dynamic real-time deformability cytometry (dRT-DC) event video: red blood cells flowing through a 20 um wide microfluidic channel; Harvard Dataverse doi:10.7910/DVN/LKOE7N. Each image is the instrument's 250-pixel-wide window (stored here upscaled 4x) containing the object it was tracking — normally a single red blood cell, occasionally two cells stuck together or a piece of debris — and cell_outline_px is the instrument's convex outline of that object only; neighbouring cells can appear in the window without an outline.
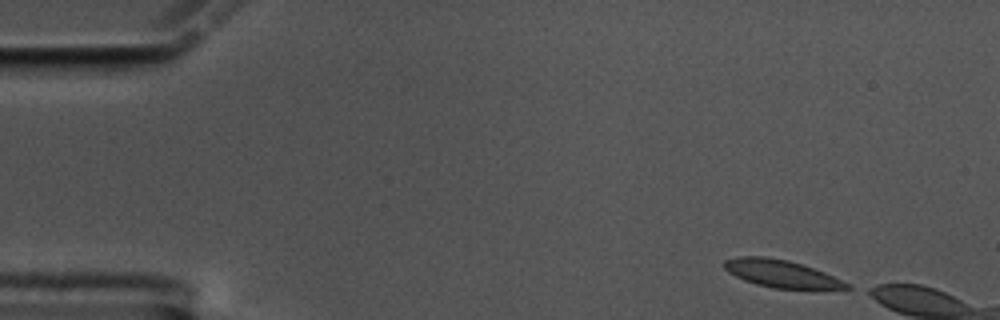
{"species": "common noctule bat (a hibernating species)", "species_latin": "Nyctalus noctula", "temperature_condition": "cold", "stored_images_in_passage": 6, "camera_frame_rate_fps": 3000, "um_per_image_px": 0.085, "animal": {"sex": "male", "body_mass_g": 17.5, "forearm_length_mm": 52.3}, "frame": {"image": 1, "passage_image": 1, "time_ms": 0.0, "image_size_px": [1000, 320], "cell_outline_px": [[852, 288], [772, 288], [756, 284], [744, 280], [728, 272], [724, 268], [724, 260], [740, 256], [764, 256], [788, 260], [824, 272], [848, 284]], "centroid_in_image_um": [66.32, 23.24], "position_along_channel_um": 18.7, "area_um2": 19.07}}